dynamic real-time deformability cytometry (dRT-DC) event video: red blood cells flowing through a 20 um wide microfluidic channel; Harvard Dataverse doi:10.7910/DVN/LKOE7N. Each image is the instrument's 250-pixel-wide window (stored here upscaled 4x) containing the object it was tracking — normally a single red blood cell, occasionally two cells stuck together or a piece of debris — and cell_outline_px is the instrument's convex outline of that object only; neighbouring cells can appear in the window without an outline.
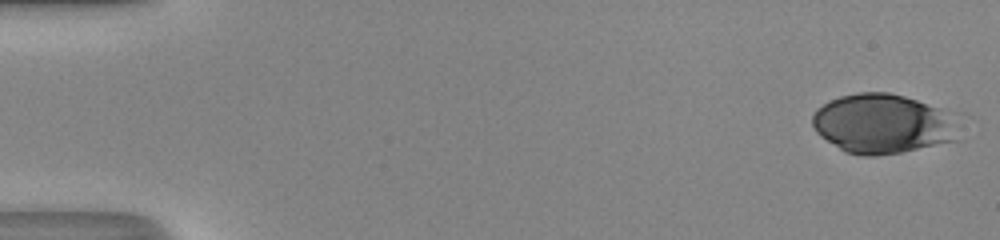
{"species": "human", "species_latin": "Homo sapiens", "temperature_condition": "room temperature", "stored_images_in_passage": 50, "camera_frame_rate_fps": 3000, "um_per_image_px": 0.085, "donor": {"sex": "male"}, "frame": {"image": 1, "passage_image": 1, "time_ms": 0.0, "image_size_px": [1000, 240], "cell_outline_px": [[960, 140], [900, 152], [876, 156], [864, 156], [844, 152], [820, 136], [816, 132], [812, 124], [812, 116], [816, 108], [828, 100], [840, 96], [860, 92], [888, 92], [904, 96], [940, 108], [948, 112]], "centroid_in_image_um": [74.96, 10.52], "position_along_channel_um": 10.0, "area_um2": 50.69}}
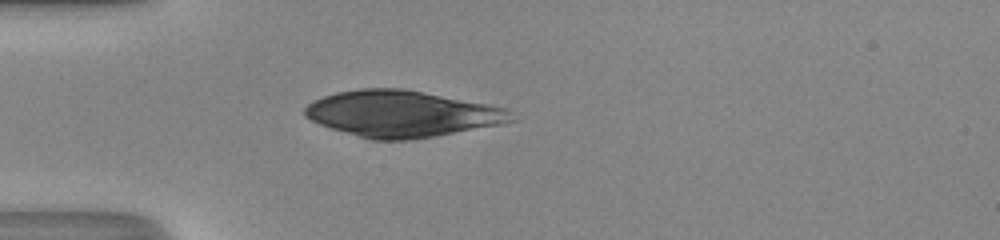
{"frame": {"image": 2, "passage_image": 15, "time_ms": 4.667, "image_size_px": [1000, 240], "cell_outline_px": [[520, 120], [504, 124], [436, 136], [412, 140], [372, 140], [332, 128], [320, 124], [304, 116], [304, 108], [312, 100], [336, 92], [360, 88], [400, 88], [488, 104], [508, 108]], "centroid_in_image_um": [34.22, 9.68], "position_along_channel_um": 50.8, "area_um2": 55.95}}
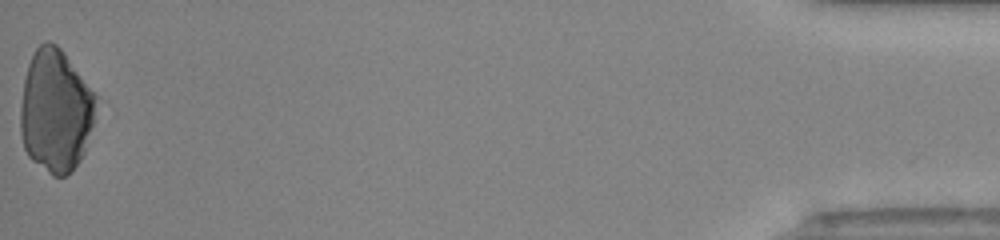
{"frame": {"image": 3, "passage_image": 50, "time_ms": 16.333, "image_size_px": [1000, 240], "cell_outline_px": [[96, 96], [92, 124], [84, 152], [80, 160], [72, 172], [64, 176], [52, 176], [32, 160], [28, 156], [24, 148], [20, 132], [20, 108], [24, 80], [28, 64], [36, 48], [44, 40], [48, 40], [56, 44], [64, 52]], "centroid_in_image_um": [4.69, 9.43], "position_along_channel_um": 430.5, "area_um2": 53.81}}